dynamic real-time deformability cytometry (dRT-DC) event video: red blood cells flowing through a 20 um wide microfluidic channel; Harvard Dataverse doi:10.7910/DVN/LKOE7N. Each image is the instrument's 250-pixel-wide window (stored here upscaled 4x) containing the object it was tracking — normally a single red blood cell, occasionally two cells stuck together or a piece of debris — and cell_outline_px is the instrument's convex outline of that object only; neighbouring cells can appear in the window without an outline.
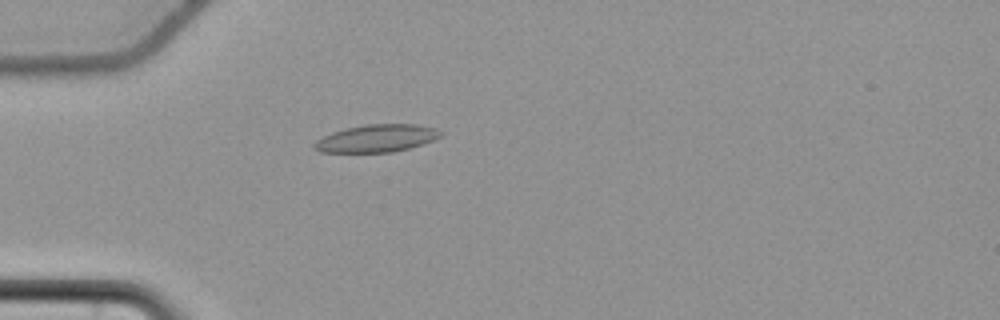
{"species": "common noctule bat (a hibernating species)", "species_latin": "Nyctalus noctula", "temperature_condition": "cold", "stored_images_in_passage": 36, "camera_frame_rate_fps": 3000, "um_per_image_px": 0.085, "animal": {"sex": "female", "body_mass_g": 22.7, "forearm_length_mm": 54.2}, "frame": {"image": 1, "passage_image": 17, "time_ms": 5.333, "image_size_px": [1000, 320], "cell_outline_px": [[444, 132], [440, 136], [432, 140], [408, 148], [392, 152], [320, 152], [312, 148], [312, 144], [316, 140], [332, 132], [344, 128], [368, 124], [416, 124], [436, 128]], "centroid_in_image_um": [31.98, 11.75], "position_along_channel_um": 53.0, "area_um2": 20.23}}
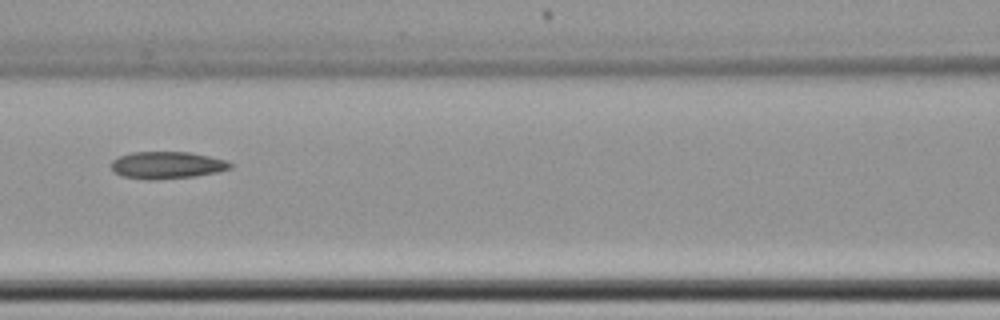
{"frame": {"image": 2, "passage_image": 26, "time_ms": 8.333, "image_size_px": [1000, 320], "cell_outline_px": [[232, 168], [220, 172], [196, 176], [156, 180], [148, 180], [124, 176], [116, 172], [112, 168], [112, 160], [120, 156], [132, 152], [188, 152], [228, 160], [232, 164]], "centroid_in_image_um": [14.25, 14.04], "position_along_channel_um": 152.3, "area_um2": 18.84}}
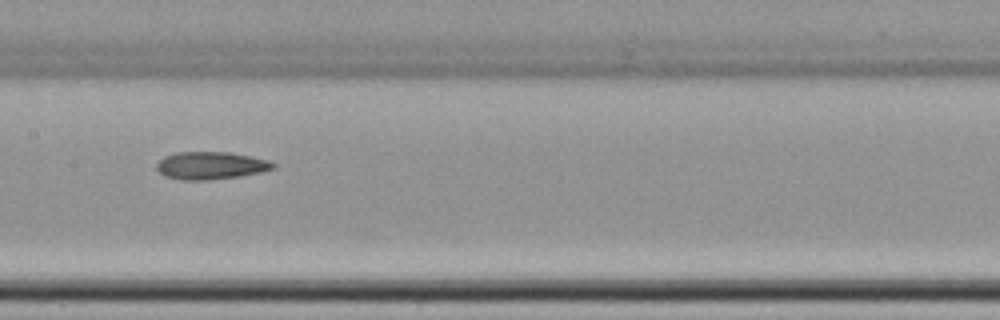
{"frame": {"image": 3, "passage_image": 29, "time_ms": 9.333, "image_size_px": [1000, 320], "cell_outline_px": [[276, 168], [264, 172], [240, 176], [208, 180], [180, 180], [164, 176], [156, 168], [156, 164], [164, 156], [176, 152], [228, 152], [252, 156], [268, 160], [276, 164]], "centroid_in_image_um": [17.94, 14.07], "position_along_channel_um": 189.5, "area_um2": 18.96}}